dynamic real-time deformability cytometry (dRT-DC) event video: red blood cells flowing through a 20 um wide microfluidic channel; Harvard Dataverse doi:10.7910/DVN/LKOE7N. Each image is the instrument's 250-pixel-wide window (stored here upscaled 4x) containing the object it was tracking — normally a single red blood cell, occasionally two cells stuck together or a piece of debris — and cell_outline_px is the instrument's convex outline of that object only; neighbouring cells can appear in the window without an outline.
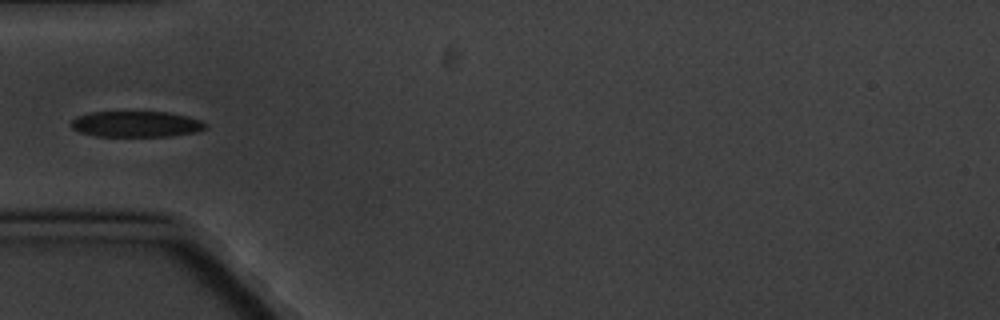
{"species": "common noctule bat (a hibernating species)", "species_latin": "Nyctalus noctula", "temperature_condition": "cold", "stored_images_in_passage": 11, "camera_frame_rate_fps": 3000, "um_per_image_px": 0.085, "animal": {"sex": "male", "body_mass_g": 20.1, "forearm_length_mm": 53.5}, "frame": {"image": 1, "passage_image": 5, "time_ms": 5.667, "image_size_px": [1000, 320], "cell_outline_px": [[208, 128], [196, 132], [172, 136], [96, 136], [80, 132], [72, 128], [68, 124], [76, 116], [88, 112], [168, 112], [188, 116], [200, 120], [208, 124]], "centroid_in_image_um": [11.58, 10.55], "position_along_channel_um": 73.4, "area_um2": 20.52}}
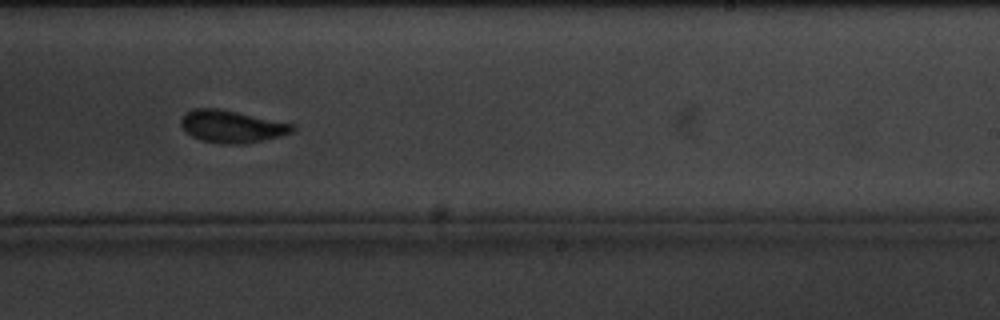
{"frame": {"image": 2, "passage_image": 10, "time_ms": 11.667, "image_size_px": [1000, 320], "cell_outline_px": [[296, 132], [264, 140], [244, 144], [220, 144], [200, 140], [192, 136], [180, 124], [180, 120], [184, 112], [196, 108], [220, 108], [296, 124]], "centroid_in_image_um": [19.74, 10.74], "position_along_channel_um": 269.3, "area_um2": 21.39}}